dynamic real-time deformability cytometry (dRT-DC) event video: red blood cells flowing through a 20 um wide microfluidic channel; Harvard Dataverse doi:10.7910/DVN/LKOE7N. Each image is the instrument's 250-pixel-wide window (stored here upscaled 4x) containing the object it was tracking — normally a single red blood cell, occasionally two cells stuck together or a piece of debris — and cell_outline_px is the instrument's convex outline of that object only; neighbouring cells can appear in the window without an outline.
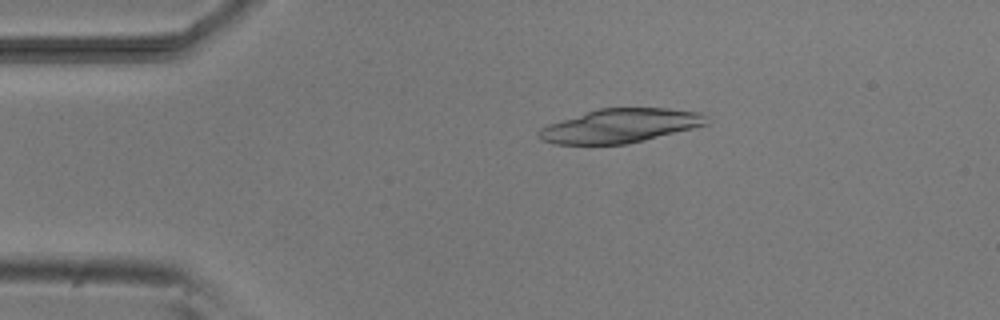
{"species": "common noctule bat (a hibernating species)", "species_latin": "Nyctalus noctula", "temperature_condition": "room temperature", "stored_images_in_passage": 4, "camera_frame_rate_fps": 3000, "um_per_image_px": 0.085, "animal": {"sex": "male", "body_mass_g": 20.5, "forearm_length_mm": 52.5}, "frame": {"image": 1, "passage_image": 2, "time_ms": 0.667, "image_size_px": [1000, 320], "cell_outline_px": [[708, 124], [628, 144], [556, 144], [544, 140], [536, 132], [540, 128], [548, 124], [600, 108], [668, 108], [700, 112], [708, 116]], "centroid_in_image_um": [52.75, 10.68], "position_along_channel_um": 32.3, "area_um2": 32.83}}